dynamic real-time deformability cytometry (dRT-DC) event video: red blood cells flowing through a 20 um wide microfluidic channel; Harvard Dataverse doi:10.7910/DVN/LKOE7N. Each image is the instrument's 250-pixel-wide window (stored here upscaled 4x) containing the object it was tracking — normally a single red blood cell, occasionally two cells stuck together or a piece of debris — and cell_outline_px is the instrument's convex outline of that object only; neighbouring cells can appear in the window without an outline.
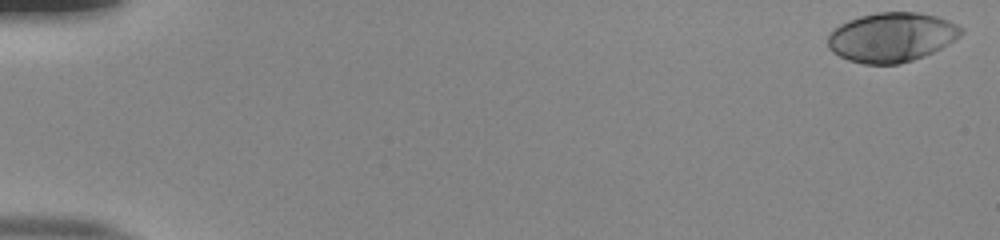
{"species": "human", "species_latin": "Homo sapiens", "temperature_condition": "room temperature", "stored_images_in_passage": 17, "camera_frame_rate_fps": 3000, "um_per_image_px": 0.085, "donor": {"sex": "male"}, "frame": {"image": 1, "passage_image": 1, "time_ms": 0.0, "image_size_px": [1000, 240], "cell_outline_px": [[964, 32], [960, 36], [948, 44], [924, 56], [900, 64], [864, 64], [848, 60], [832, 52], [828, 48], [828, 36], [840, 24], [848, 20], [860, 16], [876, 12], [920, 12], [936, 16], [948, 20], [964, 28]], "centroid_in_image_um": [75.8, 3.16], "position_along_channel_um": 9.2, "area_um2": 38.44}}
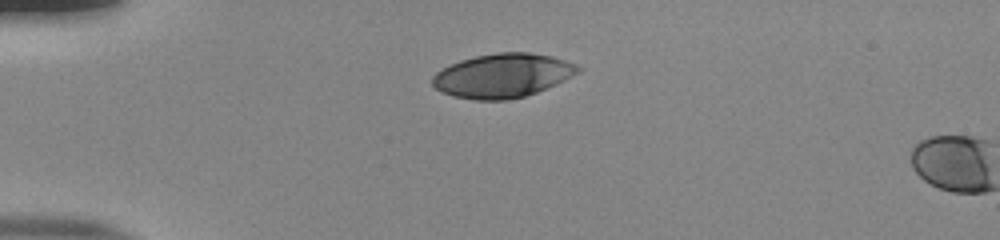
{"frame": {"image": 2, "passage_image": 14, "time_ms": 4.333, "image_size_px": [1000, 240], "cell_outline_px": [[580, 72], [556, 84], [536, 92], [524, 96], [508, 100], [476, 100], [452, 96], [440, 92], [432, 84], [432, 76], [436, 72], [460, 60], [476, 56], [500, 52], [528, 52], [552, 56], [576, 64], [580, 68]], "centroid_in_image_um": [42.71, 6.43], "position_along_channel_um": 42.3, "area_um2": 37.22}}